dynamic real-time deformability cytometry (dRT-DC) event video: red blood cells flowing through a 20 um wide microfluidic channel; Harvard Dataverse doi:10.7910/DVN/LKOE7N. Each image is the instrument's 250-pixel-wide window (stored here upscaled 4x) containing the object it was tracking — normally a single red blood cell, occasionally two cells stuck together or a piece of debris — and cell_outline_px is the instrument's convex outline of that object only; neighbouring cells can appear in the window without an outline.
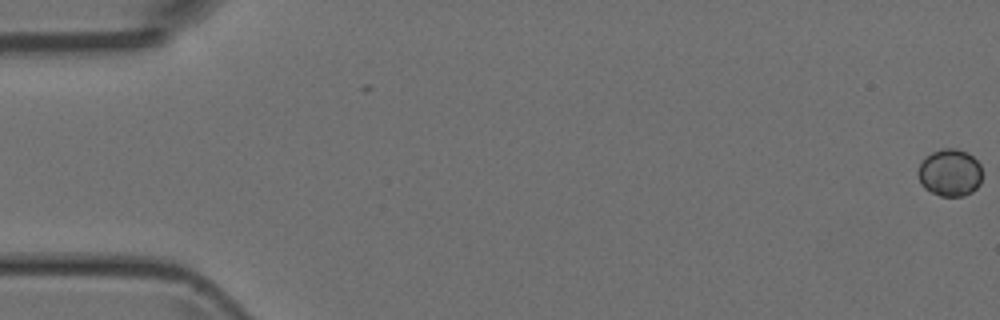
{"species": "Egyptian fruit bat (a non-hibernating species)", "species_latin": "Rousettus aegyptiacus", "temperature_condition": "room temperature", "stored_images_in_passage": 5, "camera_frame_rate_fps": 3000, "um_per_image_px": 0.085, "animal": {"sex": "female"}, "frame": {"image": 1, "passage_image": 1, "time_ms": 0.0, "image_size_px": [1000, 320], "cell_outline_px": [[980, 184], [972, 192], [964, 196], [940, 196], [924, 188], [920, 184], [920, 164], [932, 152], [940, 148], [956, 148], [968, 152], [980, 164]], "centroid_in_image_um": [80.76, 14.68], "position_along_channel_um": 4.2, "area_um2": 17.46}}
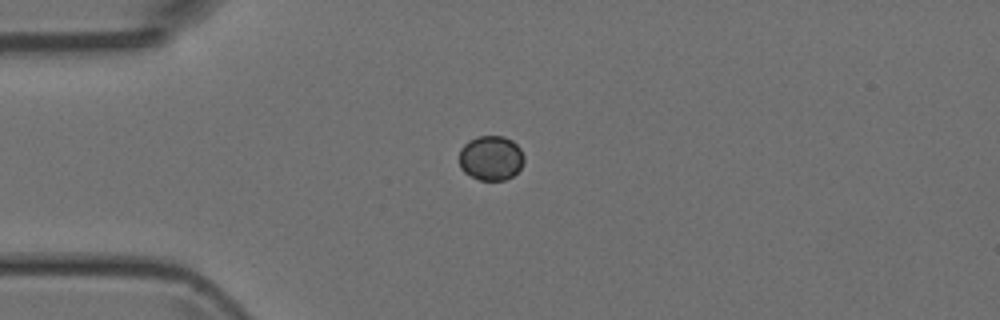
{"frame": {"image": 2, "passage_image": 5, "time_ms": 4.333, "image_size_px": [1000, 320], "cell_outline_px": [[524, 160], [520, 168], [512, 176], [504, 180], [480, 180], [464, 172], [460, 168], [460, 148], [468, 140], [476, 136], [504, 136], [512, 140], [520, 148], [524, 156]], "centroid_in_image_um": [41.72, 13.41], "position_along_channel_um": 43.3, "area_um2": 16.94}}